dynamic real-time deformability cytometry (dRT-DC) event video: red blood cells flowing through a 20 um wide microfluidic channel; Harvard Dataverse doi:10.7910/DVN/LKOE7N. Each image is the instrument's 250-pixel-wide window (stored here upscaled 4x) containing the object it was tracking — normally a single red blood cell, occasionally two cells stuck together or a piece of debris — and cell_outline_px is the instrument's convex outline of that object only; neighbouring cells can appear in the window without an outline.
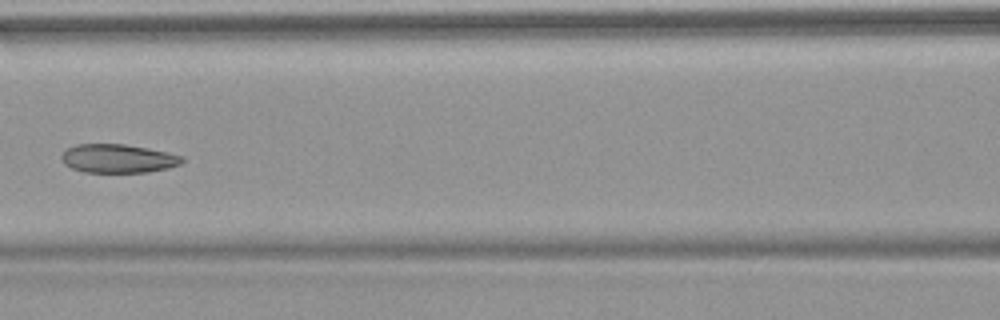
{"species": "common noctule bat (a hibernating species)", "species_latin": "Nyctalus noctula", "temperature_condition": "warm", "stored_images_in_passage": 7, "camera_frame_rate_fps": 3000, "um_per_image_px": 0.085, "animal": {"sex": "female", "body_mass_g": 18.4}, "frame": {"image": 1, "passage_image": 7, "time_ms": 8.0, "image_size_px": [1000, 320], "cell_outline_px": [[184, 160], [180, 164], [168, 168], [148, 172], [84, 172], [72, 168], [64, 164], [60, 160], [60, 156], [68, 148], [76, 144], [124, 144], [148, 148], [168, 152], [184, 156]], "centroid_in_image_um": [10.03, 13.47], "position_along_channel_um": 156.6, "area_um2": 20.23}}